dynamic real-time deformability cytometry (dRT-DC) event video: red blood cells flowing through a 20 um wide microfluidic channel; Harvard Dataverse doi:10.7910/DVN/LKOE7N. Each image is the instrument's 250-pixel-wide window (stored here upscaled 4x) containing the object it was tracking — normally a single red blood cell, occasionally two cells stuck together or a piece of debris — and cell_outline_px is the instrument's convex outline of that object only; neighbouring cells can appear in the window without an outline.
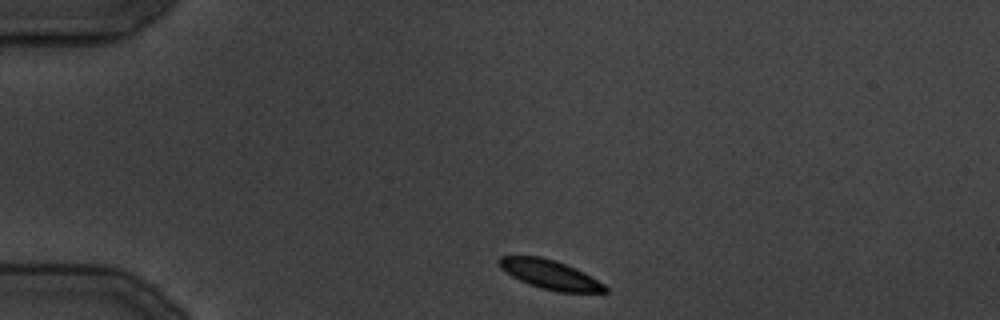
{"species": "common noctule bat (a hibernating species)", "species_latin": "Nyctalus noctula", "temperature_condition": "cold", "stored_images_in_passage": 28, "camera_frame_rate_fps": 3000, "um_per_image_px": 0.085, "animal": {"sex": "male", "body_mass_g": 19.5, "forearm_length_mm": 54.6}, "frame": {"image": 1, "passage_image": 1, "time_ms": 0.0, "image_size_px": [1000, 320], "cell_outline_px": [[608, 292], [560, 292], [540, 288], [528, 284], [512, 276], [500, 268], [496, 260], [500, 256], [540, 256], [556, 260], [576, 268], [584, 272], [604, 284], [608, 288]], "centroid_in_image_um": [46.73, 23.33], "position_along_channel_um": 38.3, "area_um2": 18.09}}
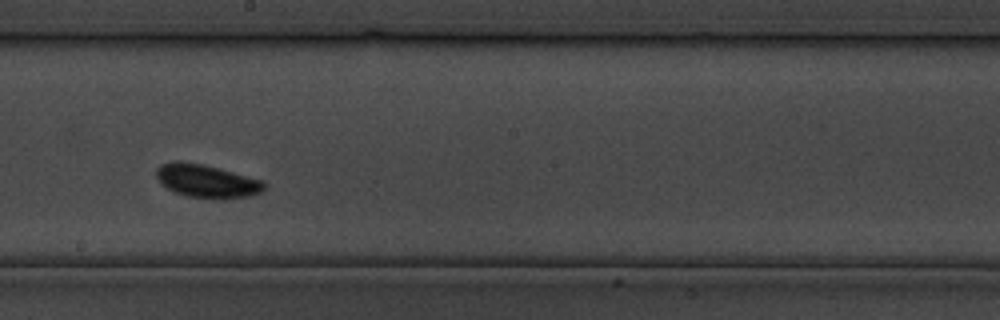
{"frame": {"image": 2, "passage_image": 13, "time_ms": 15.333, "image_size_px": [1000, 320], "cell_outline_px": [[268, 184], [260, 192], [248, 196], [216, 200], [188, 196], [176, 192], [168, 188], [156, 176], [156, 168], [160, 164], [176, 160], [180, 160], [204, 164], [264, 180]], "centroid_in_image_um": [17.6, 15.38], "position_along_channel_um": 230.6, "area_um2": 21.04}}
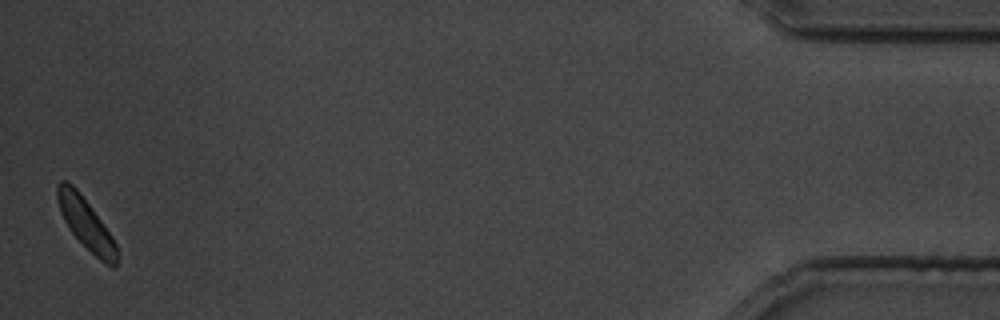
{"frame": {"image": 3, "passage_image": 28, "time_ms": 33.333, "image_size_px": [1000, 320], "cell_outline_px": [[116, 268], [112, 268], [104, 264], [72, 232], [64, 220], [60, 212], [56, 196], [56, 184], [60, 180], [64, 180], [72, 184], [76, 188], [92, 208], [112, 236], [116, 244]], "centroid_in_image_um": [7.28, 18.98], "position_along_channel_um": 427.9, "area_um2": 17.4}}